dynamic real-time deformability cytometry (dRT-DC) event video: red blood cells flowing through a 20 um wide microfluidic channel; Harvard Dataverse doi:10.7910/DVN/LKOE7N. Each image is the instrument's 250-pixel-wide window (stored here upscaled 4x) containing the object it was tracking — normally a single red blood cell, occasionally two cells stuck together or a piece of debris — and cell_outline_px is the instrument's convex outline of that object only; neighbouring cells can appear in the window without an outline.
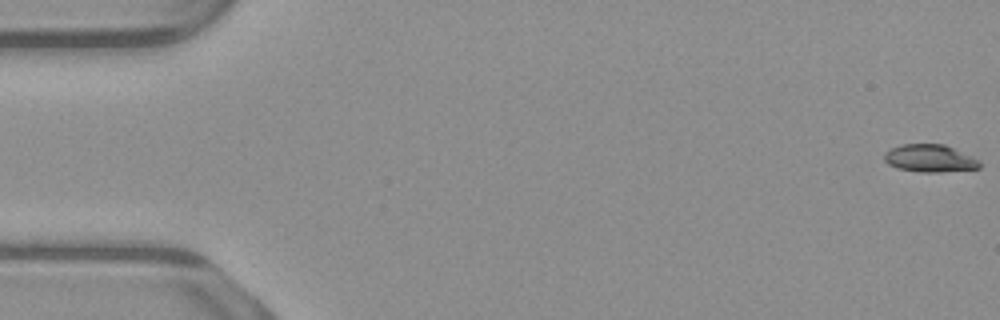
{"species": "common noctule bat (a hibernating species)", "species_latin": "Nyctalus noctula", "temperature_condition": "warm", "stored_images_in_passage": 48, "camera_frame_rate_fps": 3000, "um_per_image_px": 0.085, "animal": {"sex": "male", "body_mass_g": 23.1, "forearm_length_mm": 52.7}, "frame": {"image": 1, "passage_image": 1, "time_ms": 0.0, "image_size_px": [1000, 320], "cell_outline_px": [[980, 168], [940, 172], [920, 172], [896, 168], [888, 164], [884, 160], [884, 152], [892, 148], [904, 144], [944, 144], [980, 160]], "centroid_in_image_um": [79.02, 13.46], "position_along_channel_um": 6.0, "area_um2": 15.26}}
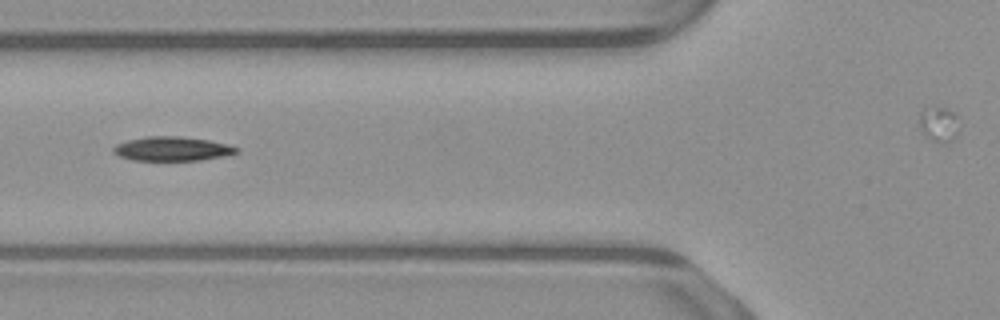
{"frame": {"image": 2, "passage_image": 21, "time_ms": 6.667, "image_size_px": [1000, 320], "cell_outline_px": [[240, 152], [224, 156], [200, 160], [132, 160], [120, 156], [112, 152], [112, 148], [116, 144], [128, 140], [148, 136], [180, 136], [208, 140], [228, 144], [240, 148]], "centroid_in_image_um": [14.66, 12.64], "position_along_channel_um": 111.1, "area_um2": 17.4}}
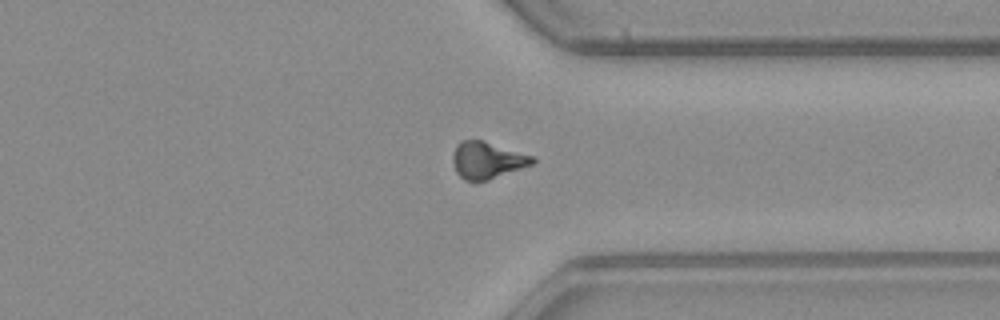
{"frame": {"image": 3, "passage_image": 41, "time_ms": 13.333, "image_size_px": [1000, 320], "cell_outline_px": [[536, 160], [532, 164], [488, 180], [476, 184], [464, 180], [456, 172], [452, 160], [452, 156], [456, 144], [460, 140], [484, 140], [536, 156]], "centroid_in_image_um": [41.4, 13.62], "position_along_channel_um": 370.0, "area_um2": 17.57}}